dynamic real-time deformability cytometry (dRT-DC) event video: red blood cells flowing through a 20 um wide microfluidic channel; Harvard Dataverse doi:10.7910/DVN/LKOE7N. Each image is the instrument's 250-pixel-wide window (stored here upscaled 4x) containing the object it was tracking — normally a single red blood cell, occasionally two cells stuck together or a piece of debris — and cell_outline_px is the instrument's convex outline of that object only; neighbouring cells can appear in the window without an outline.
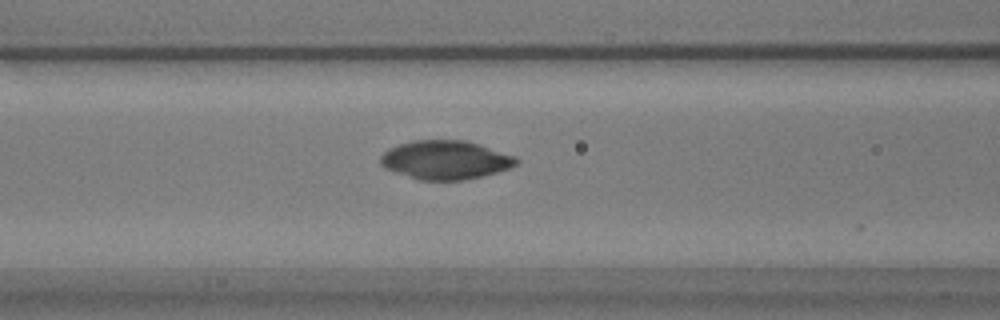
{"species": "common noctule bat (a hibernating species)", "species_latin": "Nyctalus noctula", "temperature_condition": "warm", "stored_images_in_passage": 9, "camera_frame_rate_fps": 3000, "um_per_image_px": 0.085, "animal": {"sex": "male", "body_mass_g": 17.9}, "frame": {"image": 1, "passage_image": 5, "time_ms": 1.333, "image_size_px": [1000, 320], "cell_outline_px": [[520, 160], [516, 164], [508, 168], [496, 172], [464, 180], [420, 180], [384, 168], [380, 164], [380, 156], [388, 148], [412, 140], [464, 140], [480, 144], [516, 156]], "centroid_in_image_um": [37.85, 13.58], "position_along_channel_um": 128.7, "area_um2": 30.63}}
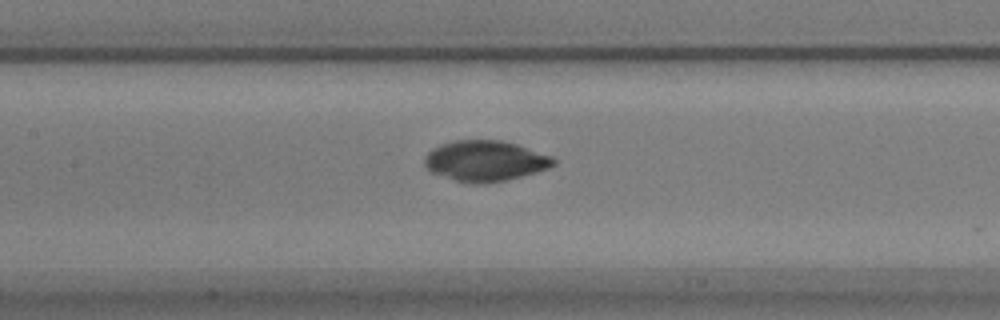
{"frame": {"image": 2, "passage_image": 8, "time_ms": 2.333, "image_size_px": [1000, 320], "cell_outline_px": [[556, 164], [548, 168], [520, 176], [504, 180], [484, 184], [472, 184], [456, 180], [432, 172], [424, 164], [424, 160], [428, 152], [432, 148], [440, 144], [456, 140], [500, 140], [516, 144], [552, 156], [556, 160]], "centroid_in_image_um": [41.23, 13.67], "position_along_channel_um": 166.2, "area_um2": 30.29}}